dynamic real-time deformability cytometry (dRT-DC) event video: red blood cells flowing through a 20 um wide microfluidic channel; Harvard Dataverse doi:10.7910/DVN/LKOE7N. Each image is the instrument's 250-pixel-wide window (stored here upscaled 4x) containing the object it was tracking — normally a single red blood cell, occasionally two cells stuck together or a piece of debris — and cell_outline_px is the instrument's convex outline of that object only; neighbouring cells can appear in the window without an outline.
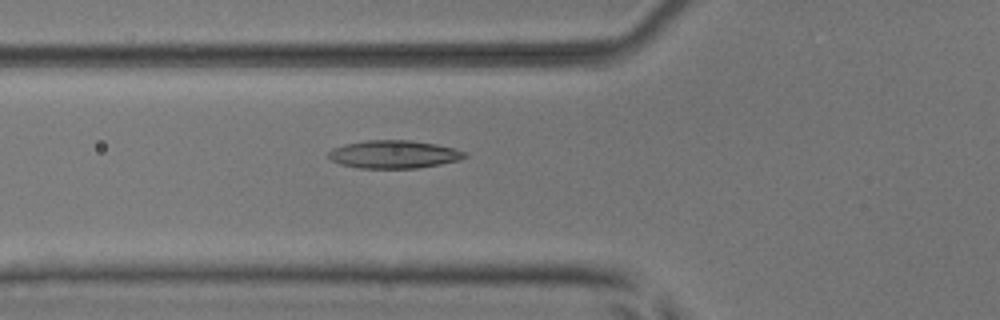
{"species": "common noctule bat (a hibernating species)", "species_latin": "Nyctalus noctula", "temperature_condition": "room temperature", "stored_images_in_passage": 38, "camera_frame_rate_fps": 3000, "um_per_image_px": 0.085, "animal": {"sex": "male", "body_mass_g": 17.9, "forearm_length_mm": 54.2}, "frame": {"image": 1, "passage_image": 8, "time_ms": 2.333, "image_size_px": [1000, 320], "cell_outline_px": [[468, 156], [460, 160], [440, 164], [416, 168], [360, 168], [340, 164], [332, 160], [328, 156], [328, 152], [332, 148], [344, 144], [364, 140], [412, 140], [436, 144], [456, 148], [464, 152]], "centroid_in_image_um": [33.48, 13.11], "position_along_channel_um": 92.3, "area_um2": 22.31}}
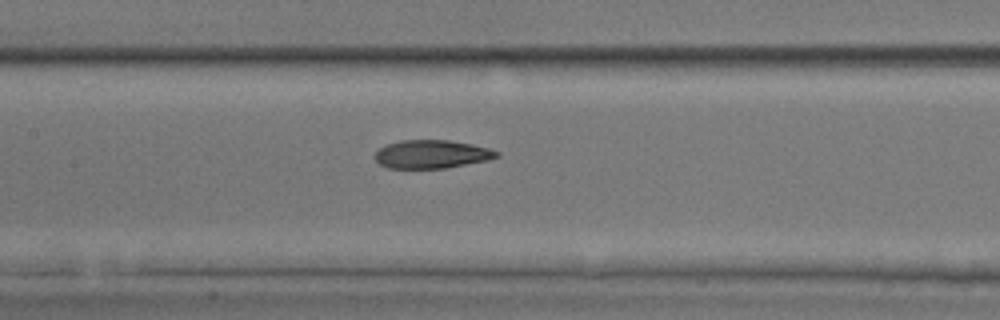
{"frame": {"image": 2, "passage_image": 14, "time_ms": 4.333, "image_size_px": [1000, 320], "cell_outline_px": [[500, 156], [488, 160], [444, 168], [388, 168], [380, 164], [376, 160], [376, 152], [384, 144], [400, 140], [448, 140], [472, 144], [488, 148], [500, 152]], "centroid_in_image_um": [36.69, 13.1], "position_along_channel_um": 170.7, "area_um2": 20.06}}
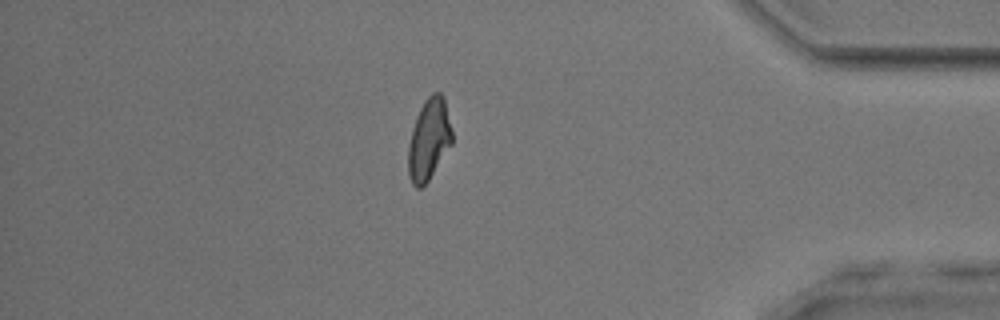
{"frame": {"image": 3, "passage_image": 34, "time_ms": 11.0, "image_size_px": [1000, 320], "cell_outline_px": [[452, 144], [428, 180], [420, 188], [416, 188], [412, 184], [408, 176], [408, 144], [412, 128], [416, 116], [424, 100], [432, 92], [440, 92], [444, 96], [452, 132]], "centroid_in_image_um": [36.45, 11.83], "position_along_channel_um": 398.8, "area_um2": 20.87}}